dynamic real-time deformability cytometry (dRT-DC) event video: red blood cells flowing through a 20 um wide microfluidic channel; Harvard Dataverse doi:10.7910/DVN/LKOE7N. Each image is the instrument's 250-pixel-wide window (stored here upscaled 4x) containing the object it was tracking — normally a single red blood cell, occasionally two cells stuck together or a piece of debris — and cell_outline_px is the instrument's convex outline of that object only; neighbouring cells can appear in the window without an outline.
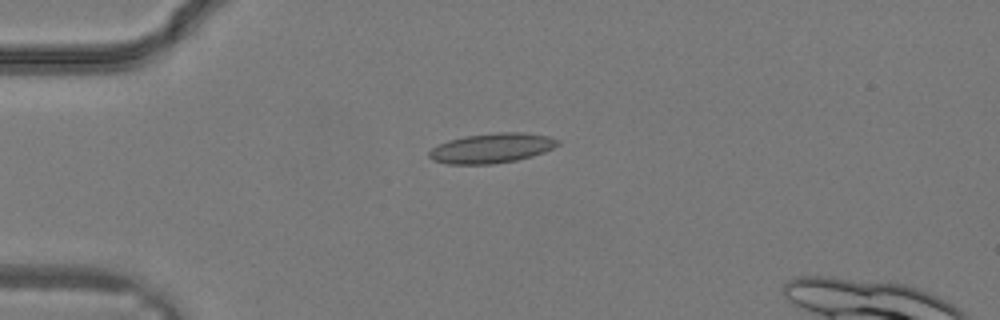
{"species": "common noctule bat (a hibernating species)", "species_latin": "Nyctalus noctula", "temperature_condition": "warm", "stored_images_in_passage": 24, "camera_frame_rate_fps": 3000, "um_per_image_px": 0.085, "animal": {"sex": "male", "body_mass_g": 19.2, "forearm_length_mm": 51.8}, "frame": {"image": 1, "passage_image": 1, "time_ms": 0.0, "image_size_px": [1000, 320], "cell_outline_px": [[560, 144], [544, 152], [532, 156], [516, 160], [492, 164], [448, 164], [432, 160], [428, 156], [428, 152], [432, 148], [448, 140], [464, 136], [496, 132], [524, 132], [548, 136], [560, 140]], "centroid_in_image_um": [41.8, 12.58], "position_along_channel_um": 43.2, "area_um2": 22.43}}
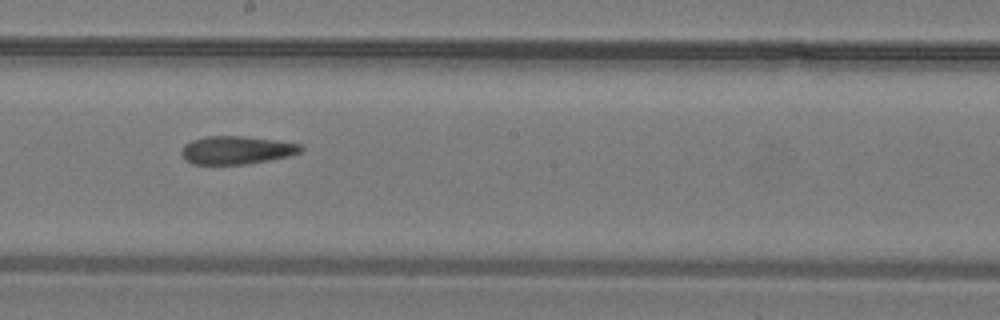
{"frame": {"image": 2, "passage_image": 11, "time_ms": 3.333, "image_size_px": [1000, 320], "cell_outline_px": [[304, 148], [300, 152], [288, 156], [248, 164], [192, 164], [184, 160], [180, 152], [184, 144], [192, 140], [208, 136], [244, 136], [276, 140], [300, 144]], "centroid_in_image_um": [20.07, 12.76], "position_along_channel_um": 228.1, "area_um2": 19.59}}
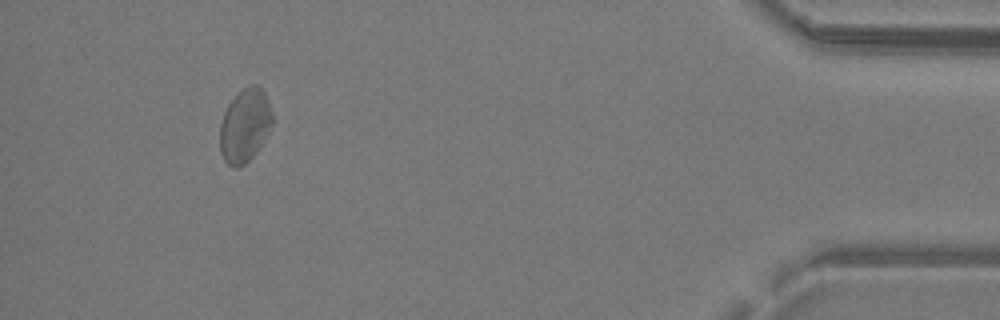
{"frame": {"image": 3, "passage_image": 23, "time_ms": 7.333, "image_size_px": [1000, 320], "cell_outline_px": [[272, 124], [260, 148], [244, 164], [236, 168], [232, 168], [224, 160], [220, 152], [220, 124], [224, 112], [228, 104], [244, 88], [252, 84], [256, 84], [264, 92], [268, 100], [272, 112]], "centroid_in_image_um": [20.81, 10.69], "position_along_channel_um": 414.4, "area_um2": 22.31}}